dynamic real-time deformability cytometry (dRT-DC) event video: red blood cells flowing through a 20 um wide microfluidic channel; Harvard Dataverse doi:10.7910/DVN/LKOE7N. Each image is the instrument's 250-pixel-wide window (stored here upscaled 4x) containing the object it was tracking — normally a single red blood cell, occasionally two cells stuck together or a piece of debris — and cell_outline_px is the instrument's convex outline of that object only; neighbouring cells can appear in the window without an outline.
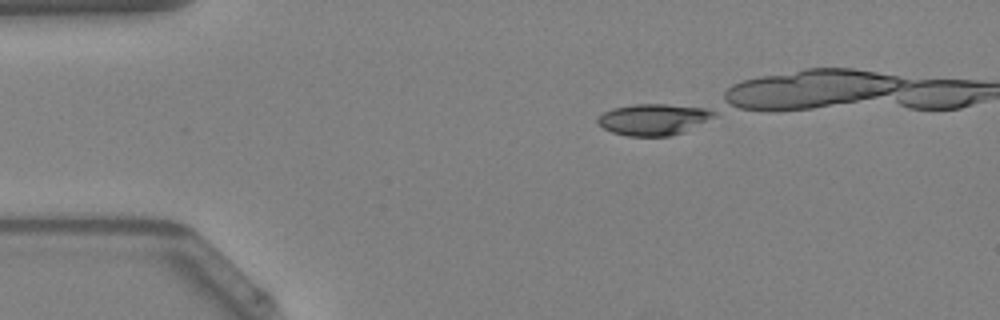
{"species": "Egyptian fruit bat (a non-hibernating species)", "species_latin": "Rousettus aegyptiacus", "temperature_condition": "warm", "stored_images_in_passage": 32, "camera_frame_rate_fps": 3000, "um_per_image_px": 0.085, "animal": {"sex": "female"}, "frame": {"image": 1, "passage_image": 1, "time_ms": 0.0, "image_size_px": [1000, 320], "cell_outline_px": [[716, 116], [684, 132], [668, 136], [628, 136], [612, 132], [604, 128], [596, 120], [604, 112], [612, 108], [636, 104], [664, 104], [716, 108]], "centroid_in_image_um": [55.62, 10.14], "position_along_channel_um": 29.4, "area_um2": 21.33}}
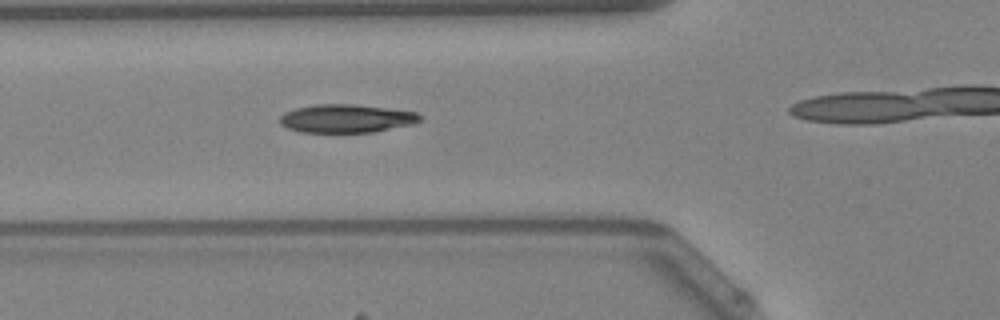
{"frame": {"image": 2, "passage_image": 10, "time_ms": 3.0, "image_size_px": [1000, 320], "cell_outline_px": [[420, 120], [416, 124], [376, 132], [300, 132], [288, 128], [280, 124], [280, 116], [284, 112], [296, 108], [316, 104], [352, 104], [416, 112], [420, 116]], "centroid_in_image_um": [29.44, 10.08], "position_along_channel_um": 96.4, "area_um2": 23.12}}